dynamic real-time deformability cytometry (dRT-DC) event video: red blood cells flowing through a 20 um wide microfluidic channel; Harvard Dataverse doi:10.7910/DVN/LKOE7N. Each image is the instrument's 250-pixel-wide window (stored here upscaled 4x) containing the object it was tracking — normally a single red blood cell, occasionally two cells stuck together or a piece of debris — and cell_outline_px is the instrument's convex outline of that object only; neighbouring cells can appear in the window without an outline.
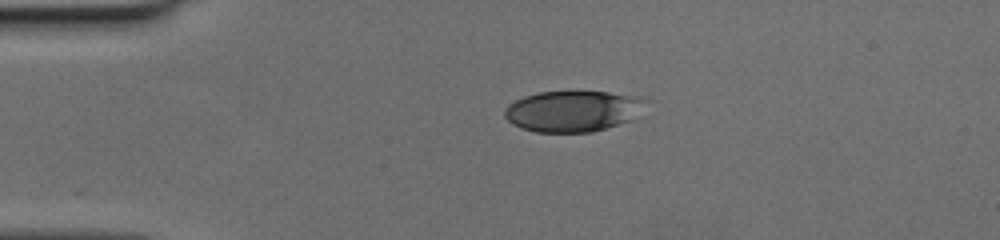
{"species": "human", "species_latin": "Homo sapiens", "temperature_condition": "cold", "stored_images_in_passage": 38, "camera_frame_rate_fps": 3000, "um_per_image_px": 0.085, "donor": {"sex": "female"}, "frame": {"image": 1, "passage_image": 1, "time_ms": 0.0, "image_size_px": [1000, 240], "cell_outline_px": [[640, 100], [632, 120], [592, 132], [536, 132], [520, 128], [512, 124], [504, 116], [504, 112], [508, 104], [524, 96], [540, 92], [608, 92], [636, 96]], "centroid_in_image_um": [48.55, 9.46], "position_along_channel_um": 36.5, "area_um2": 32.83}}
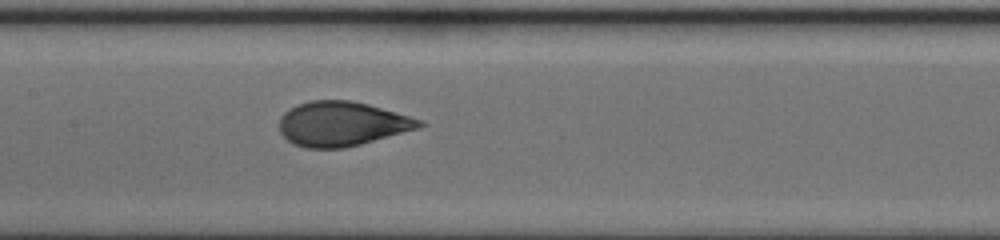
{"frame": {"image": 2, "passage_image": 14, "time_ms": 4.333, "image_size_px": [1000, 240], "cell_outline_px": [[424, 124], [420, 128], [360, 144], [344, 148], [304, 148], [292, 144], [280, 132], [280, 116], [284, 112], [296, 104], [312, 100], [352, 100], [368, 104], [408, 116], [420, 120]], "centroid_in_image_um": [29.01, 10.52], "position_along_channel_um": 178.4, "area_um2": 36.18}}
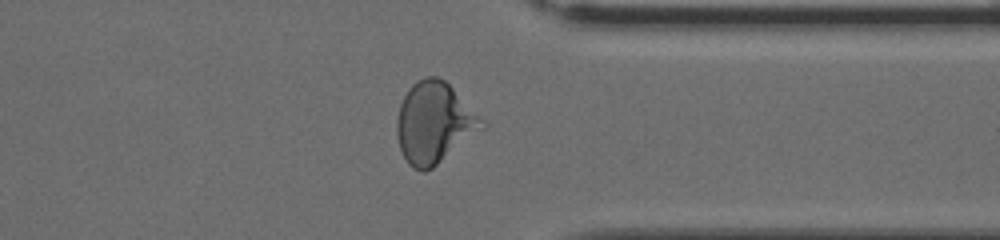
{"frame": {"image": 3, "passage_image": 28, "time_ms": 9.0, "image_size_px": [1000, 240], "cell_outline_px": [[484, 128], [432, 168], [424, 172], [420, 172], [412, 168], [408, 164], [400, 148], [396, 136], [396, 120], [400, 104], [408, 88], [412, 84], [428, 76], [436, 76], [444, 80], [484, 120]], "centroid_in_image_um": [36.87, 10.46], "position_along_channel_um": 374.5, "area_um2": 39.82}}